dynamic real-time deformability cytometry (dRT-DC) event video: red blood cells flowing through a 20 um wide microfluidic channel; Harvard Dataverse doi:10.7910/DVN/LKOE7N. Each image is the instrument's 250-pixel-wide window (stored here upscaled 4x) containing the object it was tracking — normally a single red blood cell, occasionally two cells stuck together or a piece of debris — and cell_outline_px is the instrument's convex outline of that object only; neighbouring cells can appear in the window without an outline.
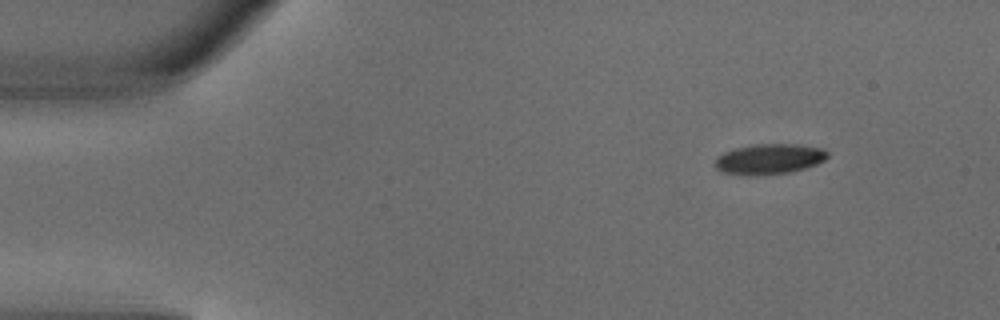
{"species": "common noctule bat (a hibernating species)", "species_latin": "Nyctalus noctula", "temperature_condition": "warm", "stored_images_in_passage": 3, "camera_frame_rate_fps": 3000, "um_per_image_px": 0.085, "animal": {"sex": "male", "body_mass_g": 18.8}, "frame": {"image": 1, "passage_image": 1, "time_ms": 0.0, "image_size_px": [1000, 320], "cell_outline_px": [[828, 156], [824, 160], [816, 164], [804, 168], [788, 172], [756, 176], [744, 176], [720, 172], [716, 168], [716, 156], [724, 152], [736, 148], [756, 144], [796, 144], [824, 148], [828, 152]], "centroid_in_image_um": [65.36, 13.52], "position_along_channel_um": 19.6, "area_um2": 20.06}}
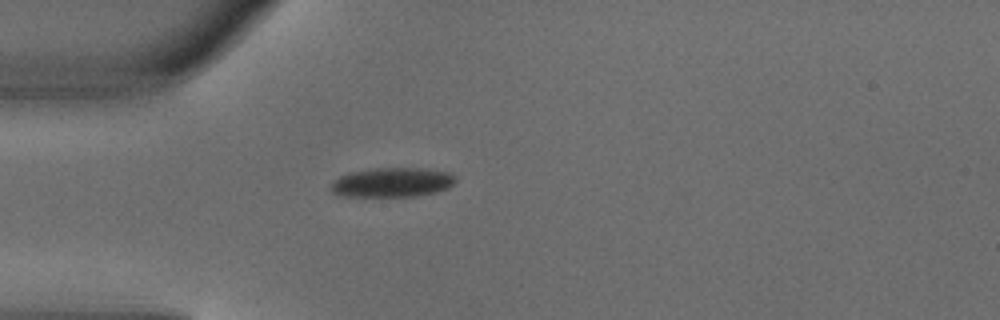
{"frame": {"image": 2, "passage_image": 3, "time_ms": 0.667, "image_size_px": [1000, 320], "cell_outline_px": [[456, 180], [448, 188], [436, 192], [416, 196], [344, 196], [332, 192], [328, 188], [340, 176], [348, 172], [372, 168], [424, 168], [452, 172], [456, 176]], "centroid_in_image_um": [33.36, 15.49], "position_along_channel_um": 51.6, "area_um2": 21.56}}